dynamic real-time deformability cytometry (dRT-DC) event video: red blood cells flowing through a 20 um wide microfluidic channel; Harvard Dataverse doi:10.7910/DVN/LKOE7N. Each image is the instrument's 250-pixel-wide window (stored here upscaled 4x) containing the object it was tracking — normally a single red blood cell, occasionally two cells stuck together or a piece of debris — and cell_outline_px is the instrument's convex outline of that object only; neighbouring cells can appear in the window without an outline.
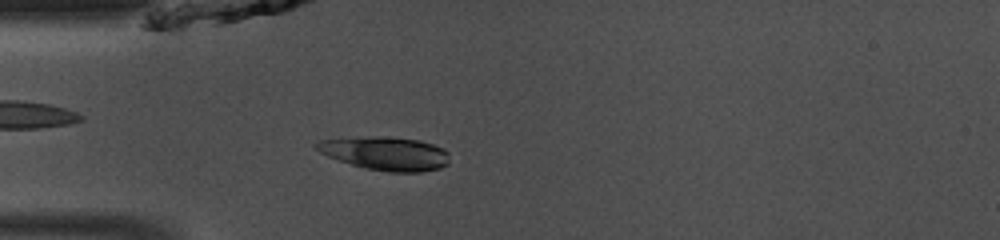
{"species": "common noctule bat (a hibernating species)", "species_latin": "Nyctalus noctula", "temperature_condition": "room temperature", "stored_images_in_passage": 25, "camera_frame_rate_fps": 3000, "um_per_image_px": 0.085, "animal": {"sex": "male", "body_mass_g": 13.0, "forearm_length_mm": 53.1}, "frame": {"image": 1, "passage_image": 4, "time_ms": 1.0, "image_size_px": [1000, 240], "cell_outline_px": [[448, 164], [440, 168], [420, 172], [388, 172], [364, 168], [328, 156], [320, 152], [312, 144], [320, 140], [368, 136], [380, 136], [420, 140], [444, 148], [448, 152]], "centroid_in_image_um": [32.78, 13.04], "position_along_channel_um": 52.2, "area_um2": 25.95}}